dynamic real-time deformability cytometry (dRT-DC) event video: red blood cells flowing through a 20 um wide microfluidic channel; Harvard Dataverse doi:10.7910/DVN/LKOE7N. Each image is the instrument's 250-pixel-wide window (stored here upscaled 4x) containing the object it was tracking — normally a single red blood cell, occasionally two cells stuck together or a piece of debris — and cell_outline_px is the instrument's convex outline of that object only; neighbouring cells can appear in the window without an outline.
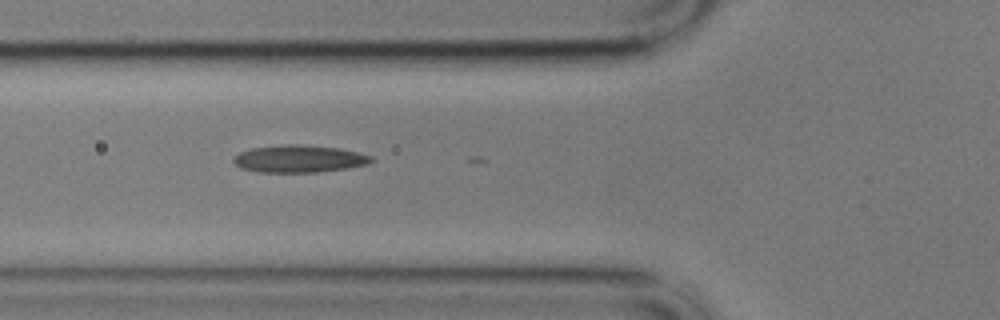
{"species": "common noctule bat (a hibernating species)", "species_latin": "Nyctalus noctula", "temperature_condition": "cold", "stored_images_in_passage": 10, "camera_frame_rate_fps": 3000, "um_per_image_px": 0.085, "animal": {"sex": "male", "body_mass_g": 17.9}, "frame": {"image": 1, "passage_image": 6, "time_ms": 1.667, "image_size_px": [1000, 320], "cell_outline_px": [[376, 160], [368, 164], [344, 168], [316, 172], [260, 172], [240, 168], [232, 160], [240, 152], [252, 148], [288, 144], [296, 144], [340, 148], [372, 156]], "centroid_in_image_um": [25.44, 13.5], "position_along_channel_um": 100.4, "area_um2": 21.73}}
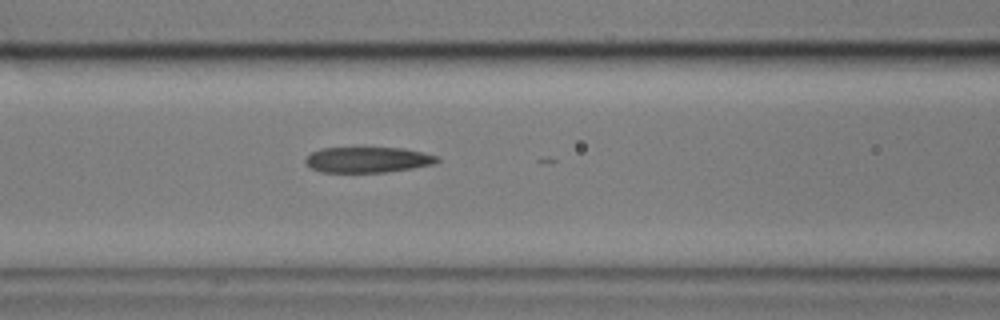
{"frame": {"image": 2, "passage_image": 9, "time_ms": 2.667, "image_size_px": [1000, 320], "cell_outline_px": [[440, 160], [436, 164], [388, 172], [320, 172], [312, 168], [304, 160], [312, 152], [320, 148], [404, 148], [436, 156]], "centroid_in_image_um": [31.27, 13.58], "position_along_channel_um": 135.3, "area_um2": 19.54}}